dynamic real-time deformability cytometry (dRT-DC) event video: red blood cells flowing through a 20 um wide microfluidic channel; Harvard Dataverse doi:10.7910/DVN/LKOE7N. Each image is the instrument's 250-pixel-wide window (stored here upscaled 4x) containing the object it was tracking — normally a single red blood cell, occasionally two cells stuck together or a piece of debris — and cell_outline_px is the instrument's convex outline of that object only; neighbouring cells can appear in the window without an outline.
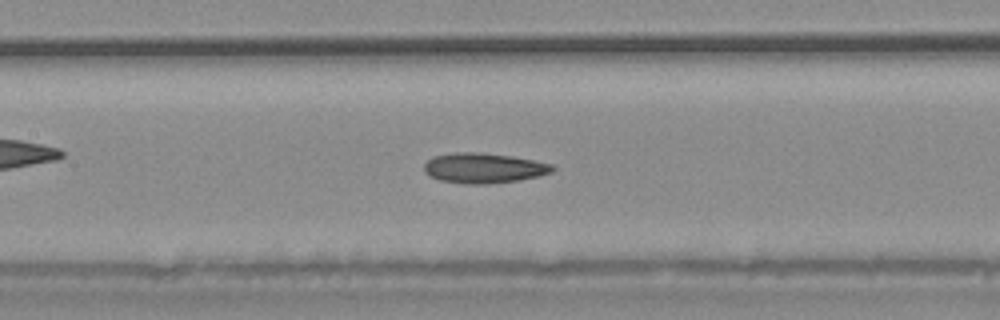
{"species": "common noctule bat (a hibernating species)", "species_latin": "Nyctalus noctula", "temperature_condition": "warm", "stored_images_in_passage": 36, "camera_frame_rate_fps": 3000, "um_per_image_px": 0.085, "animal": {"sex": "male", "body_mass_g": 20.4}, "frame": {"image": 1, "passage_image": 16, "time_ms": 5.0, "image_size_px": [1000, 320], "cell_outline_px": [[556, 168], [552, 172], [540, 176], [516, 180], [488, 184], [468, 184], [440, 180], [428, 176], [424, 172], [424, 164], [432, 156], [456, 152], [480, 152], [512, 156], [552, 164]], "centroid_in_image_um": [41.09, 14.28], "position_along_channel_um": 166.3, "area_um2": 22.6}}